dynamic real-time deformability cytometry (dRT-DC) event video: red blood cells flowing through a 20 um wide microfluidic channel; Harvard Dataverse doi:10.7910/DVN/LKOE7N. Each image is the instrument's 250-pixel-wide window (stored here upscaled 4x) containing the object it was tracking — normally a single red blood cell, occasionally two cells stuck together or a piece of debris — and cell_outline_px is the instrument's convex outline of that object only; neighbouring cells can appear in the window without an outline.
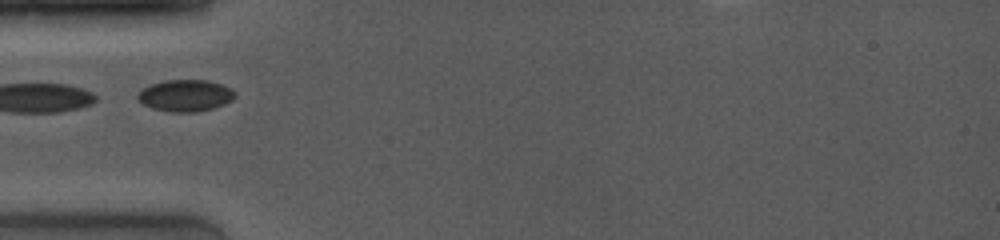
{"species": "common noctule bat (a hibernating species)", "species_latin": "Nyctalus noctula", "temperature_condition": "room temperature", "stored_images_in_passage": 25, "camera_frame_rate_fps": 4000, "um_per_image_px": 0.085, "animal": {"sex": "female", "body_mass_g": 19.0, "forearm_length_mm": 53.3}, "frame": {"image": 1, "passage_image": 1, "time_ms": 0.0, "image_size_px": [1000, 240], "cell_outline_px": [[236, 96], [232, 100], [224, 104], [212, 108], [196, 112], [168, 112], [152, 108], [136, 100], [136, 96], [144, 88], [152, 84], [164, 80], [208, 80], [232, 88], [236, 92]], "centroid_in_image_um": [15.77, 8.12], "position_along_channel_um": 69.2, "area_um2": 18.03}}